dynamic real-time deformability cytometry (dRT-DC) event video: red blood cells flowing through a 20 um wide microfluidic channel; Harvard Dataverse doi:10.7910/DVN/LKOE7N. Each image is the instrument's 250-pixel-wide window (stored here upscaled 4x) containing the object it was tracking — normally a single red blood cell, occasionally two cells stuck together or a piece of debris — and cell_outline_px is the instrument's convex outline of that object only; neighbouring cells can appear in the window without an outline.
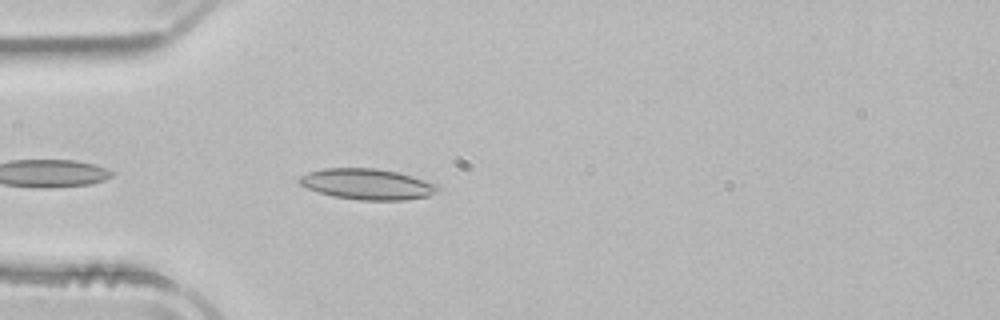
{"species": "common noctule bat (a hibernating species)", "species_latin": "Nyctalus noctula", "temperature_condition": "room temperature", "stored_images_in_passage": 13, "camera_frame_rate_fps": 3000, "um_per_image_px": 0.085, "animal": {"sex": "male", "body_mass_g": 21.5, "forearm_length_mm": 52.0}, "frame": {"image": 1, "passage_image": 3, "time_ms": 0.667, "image_size_px": [1000, 320], "cell_outline_px": [[440, 188], [436, 192], [428, 196], [404, 200], [360, 200], [332, 196], [308, 188], [300, 184], [296, 180], [300, 176], [308, 172], [324, 168], [376, 168], [396, 172], [412, 176], [440, 184]], "centroid_in_image_um": [31.24, 15.65], "position_along_channel_um": 53.8, "area_um2": 24.91}}
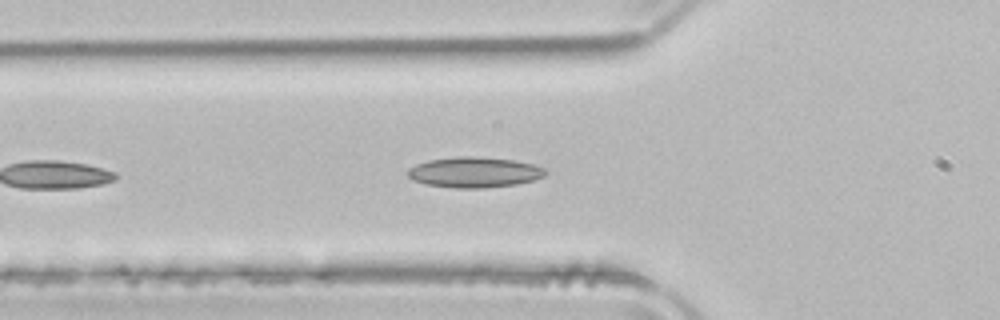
{"frame": {"image": 2, "passage_image": 6, "time_ms": 1.667, "image_size_px": [1000, 320], "cell_outline_px": [[548, 172], [544, 176], [532, 180], [516, 184], [484, 188], [456, 188], [428, 184], [412, 180], [408, 176], [408, 168], [416, 164], [428, 160], [456, 156], [476, 156], [512, 160], [532, 164], [544, 168]], "centroid_in_image_um": [40.3, 14.63], "position_along_channel_um": 85.5, "area_um2": 24.39}}
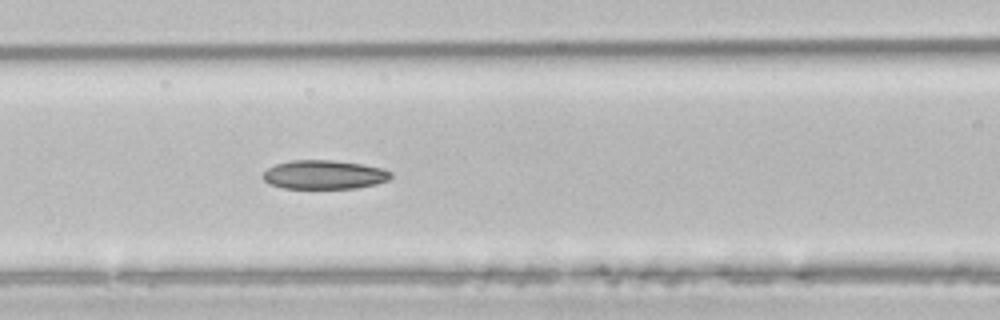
{"frame": {"image": 3, "passage_image": 10, "time_ms": 3.0, "image_size_px": [1000, 320], "cell_outline_px": [[392, 176], [388, 180], [376, 184], [356, 188], [284, 188], [268, 184], [264, 180], [264, 172], [268, 168], [276, 164], [292, 160], [332, 160], [360, 164], [384, 168], [392, 172]], "centroid_in_image_um": [27.57, 14.85], "position_along_channel_um": 139.0, "area_um2": 21.5}}